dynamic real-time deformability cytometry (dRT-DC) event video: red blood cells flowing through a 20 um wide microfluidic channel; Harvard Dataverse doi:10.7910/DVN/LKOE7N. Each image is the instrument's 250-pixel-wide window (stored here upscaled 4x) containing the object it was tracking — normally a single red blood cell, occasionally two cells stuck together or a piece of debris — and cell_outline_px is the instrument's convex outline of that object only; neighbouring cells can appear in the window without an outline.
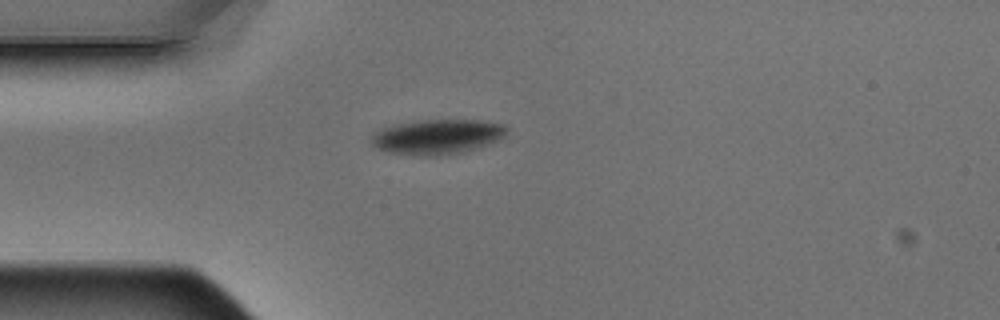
{"species": "Egyptian fruit bat (a non-hibernating species)", "species_latin": "Rousettus aegyptiacus", "temperature_condition": "warm", "stored_images_in_passage": 1, "camera_frame_rate_fps": 3000, "um_per_image_px": 0.085, "animal": {"sex": "male"}, "frame": {"image": 1, "passage_image": 1, "time_ms": 0.0, "image_size_px": [1000, 320], "cell_outline_px": [[508, 132], [500, 140], [464, 152], [432, 156], [392, 152], [376, 148], [372, 144], [372, 136], [380, 128], [396, 124], [420, 120], [480, 120], [504, 124], [508, 128]], "centroid_in_image_um": [37.22, 11.61], "position_along_channel_um": 47.8, "area_um2": 27.34}}